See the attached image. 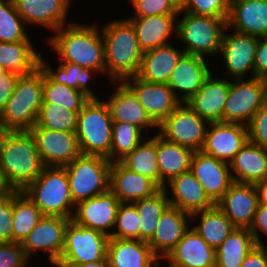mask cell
Wrapping results in <instances>:
<instances>
[{
	"label": "cell",
	"instance_id": "6da1fadb",
	"mask_svg": "<svg viewBox=\"0 0 267 267\" xmlns=\"http://www.w3.org/2000/svg\"><path fill=\"white\" fill-rule=\"evenodd\" d=\"M98 24L73 22L45 37L46 44L57 55L58 62H70L105 75V52Z\"/></svg>",
	"mask_w": 267,
	"mask_h": 267
},
{
	"label": "cell",
	"instance_id": "7a4b0ae2",
	"mask_svg": "<svg viewBox=\"0 0 267 267\" xmlns=\"http://www.w3.org/2000/svg\"><path fill=\"white\" fill-rule=\"evenodd\" d=\"M105 23L100 24V29L104 42L106 77L109 82H122L138 74L144 52L135 28L127 18Z\"/></svg>",
	"mask_w": 267,
	"mask_h": 267
},
{
	"label": "cell",
	"instance_id": "3957f363",
	"mask_svg": "<svg viewBox=\"0 0 267 267\" xmlns=\"http://www.w3.org/2000/svg\"><path fill=\"white\" fill-rule=\"evenodd\" d=\"M44 167L31 133L12 131L0 159V170L7 184L22 191L41 175Z\"/></svg>",
	"mask_w": 267,
	"mask_h": 267
},
{
	"label": "cell",
	"instance_id": "277c9868",
	"mask_svg": "<svg viewBox=\"0 0 267 267\" xmlns=\"http://www.w3.org/2000/svg\"><path fill=\"white\" fill-rule=\"evenodd\" d=\"M43 70L38 67L20 75L13 94L0 113V124L12 131H29L37 121L43 102Z\"/></svg>",
	"mask_w": 267,
	"mask_h": 267
},
{
	"label": "cell",
	"instance_id": "5b68a950",
	"mask_svg": "<svg viewBox=\"0 0 267 267\" xmlns=\"http://www.w3.org/2000/svg\"><path fill=\"white\" fill-rule=\"evenodd\" d=\"M22 192L42 211L44 216L72 219L75 204L64 167L45 166L41 175Z\"/></svg>",
	"mask_w": 267,
	"mask_h": 267
},
{
	"label": "cell",
	"instance_id": "8992f818",
	"mask_svg": "<svg viewBox=\"0 0 267 267\" xmlns=\"http://www.w3.org/2000/svg\"><path fill=\"white\" fill-rule=\"evenodd\" d=\"M227 19L179 11L174 36L181 40V44H185L181 47L185 54L206 59L209 55L218 57Z\"/></svg>",
	"mask_w": 267,
	"mask_h": 267
},
{
	"label": "cell",
	"instance_id": "52a82bcc",
	"mask_svg": "<svg viewBox=\"0 0 267 267\" xmlns=\"http://www.w3.org/2000/svg\"><path fill=\"white\" fill-rule=\"evenodd\" d=\"M112 127L105 101L89 99L77 116L76 136L82 155L108 158L111 153Z\"/></svg>",
	"mask_w": 267,
	"mask_h": 267
},
{
	"label": "cell",
	"instance_id": "ba28073f",
	"mask_svg": "<svg viewBox=\"0 0 267 267\" xmlns=\"http://www.w3.org/2000/svg\"><path fill=\"white\" fill-rule=\"evenodd\" d=\"M111 165L105 157L81 154L64 167L75 205L109 190Z\"/></svg>",
	"mask_w": 267,
	"mask_h": 267
},
{
	"label": "cell",
	"instance_id": "9c48e42d",
	"mask_svg": "<svg viewBox=\"0 0 267 267\" xmlns=\"http://www.w3.org/2000/svg\"><path fill=\"white\" fill-rule=\"evenodd\" d=\"M110 237L70 220L65 229L64 247L56 265H80L106 258Z\"/></svg>",
	"mask_w": 267,
	"mask_h": 267
},
{
	"label": "cell",
	"instance_id": "30bf717a",
	"mask_svg": "<svg viewBox=\"0 0 267 267\" xmlns=\"http://www.w3.org/2000/svg\"><path fill=\"white\" fill-rule=\"evenodd\" d=\"M267 102L262 78L230 79L223 110V122L248 126L255 113Z\"/></svg>",
	"mask_w": 267,
	"mask_h": 267
},
{
	"label": "cell",
	"instance_id": "8fae6325",
	"mask_svg": "<svg viewBox=\"0 0 267 267\" xmlns=\"http://www.w3.org/2000/svg\"><path fill=\"white\" fill-rule=\"evenodd\" d=\"M208 125L186 103H181L158 125L156 131L171 143L199 151L204 145Z\"/></svg>",
	"mask_w": 267,
	"mask_h": 267
},
{
	"label": "cell",
	"instance_id": "7c38bea8",
	"mask_svg": "<svg viewBox=\"0 0 267 267\" xmlns=\"http://www.w3.org/2000/svg\"><path fill=\"white\" fill-rule=\"evenodd\" d=\"M230 31L226 27L218 55L222 57L223 64L225 62L223 66L228 79L255 78L254 61L259 37Z\"/></svg>",
	"mask_w": 267,
	"mask_h": 267
},
{
	"label": "cell",
	"instance_id": "4fadbf2b",
	"mask_svg": "<svg viewBox=\"0 0 267 267\" xmlns=\"http://www.w3.org/2000/svg\"><path fill=\"white\" fill-rule=\"evenodd\" d=\"M71 219L60 216H43L21 243L27 258L47 252V260L55 266L64 247L65 229ZM49 254V255H48Z\"/></svg>",
	"mask_w": 267,
	"mask_h": 267
},
{
	"label": "cell",
	"instance_id": "5bb4252c",
	"mask_svg": "<svg viewBox=\"0 0 267 267\" xmlns=\"http://www.w3.org/2000/svg\"><path fill=\"white\" fill-rule=\"evenodd\" d=\"M29 132L44 166L65 167L81 155L75 132L53 131L36 125Z\"/></svg>",
	"mask_w": 267,
	"mask_h": 267
},
{
	"label": "cell",
	"instance_id": "9a60e30c",
	"mask_svg": "<svg viewBox=\"0 0 267 267\" xmlns=\"http://www.w3.org/2000/svg\"><path fill=\"white\" fill-rule=\"evenodd\" d=\"M137 97L146 113L158 126L181 102L165 83H155L131 76L122 81Z\"/></svg>",
	"mask_w": 267,
	"mask_h": 267
},
{
	"label": "cell",
	"instance_id": "2e32d148",
	"mask_svg": "<svg viewBox=\"0 0 267 267\" xmlns=\"http://www.w3.org/2000/svg\"><path fill=\"white\" fill-rule=\"evenodd\" d=\"M119 199L110 191L99 194L75 205L71 220L76 224L111 236L116 222Z\"/></svg>",
	"mask_w": 267,
	"mask_h": 267
},
{
	"label": "cell",
	"instance_id": "e0dca14e",
	"mask_svg": "<svg viewBox=\"0 0 267 267\" xmlns=\"http://www.w3.org/2000/svg\"><path fill=\"white\" fill-rule=\"evenodd\" d=\"M190 171L214 204L222 198L234 182L229 163L201 150L194 151Z\"/></svg>",
	"mask_w": 267,
	"mask_h": 267
},
{
	"label": "cell",
	"instance_id": "ac0fdd59",
	"mask_svg": "<svg viewBox=\"0 0 267 267\" xmlns=\"http://www.w3.org/2000/svg\"><path fill=\"white\" fill-rule=\"evenodd\" d=\"M248 142V126L226 122L209 123L201 151L230 163Z\"/></svg>",
	"mask_w": 267,
	"mask_h": 267
},
{
	"label": "cell",
	"instance_id": "d6986e66",
	"mask_svg": "<svg viewBox=\"0 0 267 267\" xmlns=\"http://www.w3.org/2000/svg\"><path fill=\"white\" fill-rule=\"evenodd\" d=\"M13 2L24 24L29 27L42 26L49 32H54L74 22H67L73 0H13Z\"/></svg>",
	"mask_w": 267,
	"mask_h": 267
},
{
	"label": "cell",
	"instance_id": "ffe728a7",
	"mask_svg": "<svg viewBox=\"0 0 267 267\" xmlns=\"http://www.w3.org/2000/svg\"><path fill=\"white\" fill-rule=\"evenodd\" d=\"M210 66L204 57L184 54L171 72L167 85L181 103H186L213 72Z\"/></svg>",
	"mask_w": 267,
	"mask_h": 267
},
{
	"label": "cell",
	"instance_id": "44dd1931",
	"mask_svg": "<svg viewBox=\"0 0 267 267\" xmlns=\"http://www.w3.org/2000/svg\"><path fill=\"white\" fill-rule=\"evenodd\" d=\"M115 90H110L112 94L104 101L107 104L112 122L130 123L141 129L147 137L150 128H158L143 106L138 101L135 94L123 82H111ZM117 85V86H116Z\"/></svg>",
	"mask_w": 267,
	"mask_h": 267
},
{
	"label": "cell",
	"instance_id": "7402d4cb",
	"mask_svg": "<svg viewBox=\"0 0 267 267\" xmlns=\"http://www.w3.org/2000/svg\"><path fill=\"white\" fill-rule=\"evenodd\" d=\"M211 73L197 93L186 104L208 123L223 122L230 79ZM217 75V76H216Z\"/></svg>",
	"mask_w": 267,
	"mask_h": 267
},
{
	"label": "cell",
	"instance_id": "603a6c76",
	"mask_svg": "<svg viewBox=\"0 0 267 267\" xmlns=\"http://www.w3.org/2000/svg\"><path fill=\"white\" fill-rule=\"evenodd\" d=\"M216 205L237 228H249L259 205L255 185L233 182Z\"/></svg>",
	"mask_w": 267,
	"mask_h": 267
},
{
	"label": "cell",
	"instance_id": "cb8c5ba5",
	"mask_svg": "<svg viewBox=\"0 0 267 267\" xmlns=\"http://www.w3.org/2000/svg\"><path fill=\"white\" fill-rule=\"evenodd\" d=\"M191 214L169 205L162 213L152 238L147 242L160 259L176 246L191 226Z\"/></svg>",
	"mask_w": 267,
	"mask_h": 267
},
{
	"label": "cell",
	"instance_id": "d4e9b609",
	"mask_svg": "<svg viewBox=\"0 0 267 267\" xmlns=\"http://www.w3.org/2000/svg\"><path fill=\"white\" fill-rule=\"evenodd\" d=\"M165 260L167 267H215V249L190 226Z\"/></svg>",
	"mask_w": 267,
	"mask_h": 267
},
{
	"label": "cell",
	"instance_id": "484cf974",
	"mask_svg": "<svg viewBox=\"0 0 267 267\" xmlns=\"http://www.w3.org/2000/svg\"><path fill=\"white\" fill-rule=\"evenodd\" d=\"M160 189L150 178L130 171L121 162H112L109 190L120 203H133L151 197Z\"/></svg>",
	"mask_w": 267,
	"mask_h": 267
},
{
	"label": "cell",
	"instance_id": "4316f807",
	"mask_svg": "<svg viewBox=\"0 0 267 267\" xmlns=\"http://www.w3.org/2000/svg\"><path fill=\"white\" fill-rule=\"evenodd\" d=\"M163 189L166 191L171 206L189 214L215 205L191 171L172 178Z\"/></svg>",
	"mask_w": 267,
	"mask_h": 267
},
{
	"label": "cell",
	"instance_id": "83f0119b",
	"mask_svg": "<svg viewBox=\"0 0 267 267\" xmlns=\"http://www.w3.org/2000/svg\"><path fill=\"white\" fill-rule=\"evenodd\" d=\"M227 27L251 36H267V0L231 1Z\"/></svg>",
	"mask_w": 267,
	"mask_h": 267
},
{
	"label": "cell",
	"instance_id": "f1b7e54d",
	"mask_svg": "<svg viewBox=\"0 0 267 267\" xmlns=\"http://www.w3.org/2000/svg\"><path fill=\"white\" fill-rule=\"evenodd\" d=\"M106 257L111 267H157L162 263L142 240L110 238Z\"/></svg>",
	"mask_w": 267,
	"mask_h": 267
},
{
	"label": "cell",
	"instance_id": "f546056e",
	"mask_svg": "<svg viewBox=\"0 0 267 267\" xmlns=\"http://www.w3.org/2000/svg\"><path fill=\"white\" fill-rule=\"evenodd\" d=\"M134 26L143 52L164 46L173 41L177 30V15H155L147 17H126Z\"/></svg>",
	"mask_w": 267,
	"mask_h": 267
},
{
	"label": "cell",
	"instance_id": "4dcf8cb0",
	"mask_svg": "<svg viewBox=\"0 0 267 267\" xmlns=\"http://www.w3.org/2000/svg\"><path fill=\"white\" fill-rule=\"evenodd\" d=\"M185 54L183 49L173 43L159 46L144 52L138 74L141 80L167 84L171 72Z\"/></svg>",
	"mask_w": 267,
	"mask_h": 267
},
{
	"label": "cell",
	"instance_id": "1f68e13d",
	"mask_svg": "<svg viewBox=\"0 0 267 267\" xmlns=\"http://www.w3.org/2000/svg\"><path fill=\"white\" fill-rule=\"evenodd\" d=\"M229 165L234 182L255 185L267 179V150L248 142Z\"/></svg>",
	"mask_w": 267,
	"mask_h": 267
},
{
	"label": "cell",
	"instance_id": "d6a6232c",
	"mask_svg": "<svg viewBox=\"0 0 267 267\" xmlns=\"http://www.w3.org/2000/svg\"><path fill=\"white\" fill-rule=\"evenodd\" d=\"M156 150L160 171V188L172 178L190 171L194 151L188 147L171 143L156 134Z\"/></svg>",
	"mask_w": 267,
	"mask_h": 267
},
{
	"label": "cell",
	"instance_id": "836d02e7",
	"mask_svg": "<svg viewBox=\"0 0 267 267\" xmlns=\"http://www.w3.org/2000/svg\"><path fill=\"white\" fill-rule=\"evenodd\" d=\"M44 54L40 55V68L55 82L66 84L69 87L83 92L90 99H99L90 87L89 83H96L98 73L89 68H82L70 62H59L57 69H54L45 60ZM97 74V75H96ZM96 80V81H95Z\"/></svg>",
	"mask_w": 267,
	"mask_h": 267
},
{
	"label": "cell",
	"instance_id": "e575fe53",
	"mask_svg": "<svg viewBox=\"0 0 267 267\" xmlns=\"http://www.w3.org/2000/svg\"><path fill=\"white\" fill-rule=\"evenodd\" d=\"M191 222L193 223L191 226L214 249H217L237 228L216 204L211 208L192 213Z\"/></svg>",
	"mask_w": 267,
	"mask_h": 267
},
{
	"label": "cell",
	"instance_id": "d590c367",
	"mask_svg": "<svg viewBox=\"0 0 267 267\" xmlns=\"http://www.w3.org/2000/svg\"><path fill=\"white\" fill-rule=\"evenodd\" d=\"M33 41L0 42V64L19 75H27L40 67L41 51Z\"/></svg>",
	"mask_w": 267,
	"mask_h": 267
},
{
	"label": "cell",
	"instance_id": "8d00e7d4",
	"mask_svg": "<svg viewBox=\"0 0 267 267\" xmlns=\"http://www.w3.org/2000/svg\"><path fill=\"white\" fill-rule=\"evenodd\" d=\"M256 245L249 228H235L215 249V267H240Z\"/></svg>",
	"mask_w": 267,
	"mask_h": 267
},
{
	"label": "cell",
	"instance_id": "74e56055",
	"mask_svg": "<svg viewBox=\"0 0 267 267\" xmlns=\"http://www.w3.org/2000/svg\"><path fill=\"white\" fill-rule=\"evenodd\" d=\"M155 134V135H154ZM153 136L145 137L132 152L120 162L132 172L144 175L153 180L160 187V171L156 150V132Z\"/></svg>",
	"mask_w": 267,
	"mask_h": 267
},
{
	"label": "cell",
	"instance_id": "f35d334b",
	"mask_svg": "<svg viewBox=\"0 0 267 267\" xmlns=\"http://www.w3.org/2000/svg\"><path fill=\"white\" fill-rule=\"evenodd\" d=\"M44 214L22 192L13 190V242L22 243Z\"/></svg>",
	"mask_w": 267,
	"mask_h": 267
},
{
	"label": "cell",
	"instance_id": "ab89813d",
	"mask_svg": "<svg viewBox=\"0 0 267 267\" xmlns=\"http://www.w3.org/2000/svg\"><path fill=\"white\" fill-rule=\"evenodd\" d=\"M140 217L139 240L148 242L156 229V225L170 205L166 191L161 188L153 196L133 202Z\"/></svg>",
	"mask_w": 267,
	"mask_h": 267
},
{
	"label": "cell",
	"instance_id": "60d3db41",
	"mask_svg": "<svg viewBox=\"0 0 267 267\" xmlns=\"http://www.w3.org/2000/svg\"><path fill=\"white\" fill-rule=\"evenodd\" d=\"M42 97L43 102L57 104L77 114L90 99L77 89L53 81L44 71Z\"/></svg>",
	"mask_w": 267,
	"mask_h": 267
},
{
	"label": "cell",
	"instance_id": "b9f144b4",
	"mask_svg": "<svg viewBox=\"0 0 267 267\" xmlns=\"http://www.w3.org/2000/svg\"><path fill=\"white\" fill-rule=\"evenodd\" d=\"M145 133L133 124L113 122L111 153L107 158L111 163L120 162L143 140Z\"/></svg>",
	"mask_w": 267,
	"mask_h": 267
},
{
	"label": "cell",
	"instance_id": "7bdbcfd3",
	"mask_svg": "<svg viewBox=\"0 0 267 267\" xmlns=\"http://www.w3.org/2000/svg\"><path fill=\"white\" fill-rule=\"evenodd\" d=\"M77 116L74 111L50 102H42L36 126L53 131L76 132Z\"/></svg>",
	"mask_w": 267,
	"mask_h": 267
},
{
	"label": "cell",
	"instance_id": "ee69618b",
	"mask_svg": "<svg viewBox=\"0 0 267 267\" xmlns=\"http://www.w3.org/2000/svg\"><path fill=\"white\" fill-rule=\"evenodd\" d=\"M26 27L13 0H0V42L32 41Z\"/></svg>",
	"mask_w": 267,
	"mask_h": 267
},
{
	"label": "cell",
	"instance_id": "f6af8a7d",
	"mask_svg": "<svg viewBox=\"0 0 267 267\" xmlns=\"http://www.w3.org/2000/svg\"><path fill=\"white\" fill-rule=\"evenodd\" d=\"M140 217L133 203H120L110 238L139 240Z\"/></svg>",
	"mask_w": 267,
	"mask_h": 267
},
{
	"label": "cell",
	"instance_id": "bcb514c9",
	"mask_svg": "<svg viewBox=\"0 0 267 267\" xmlns=\"http://www.w3.org/2000/svg\"><path fill=\"white\" fill-rule=\"evenodd\" d=\"M196 15L217 18H228L230 12L229 0H187L182 10Z\"/></svg>",
	"mask_w": 267,
	"mask_h": 267
},
{
	"label": "cell",
	"instance_id": "7dc6e473",
	"mask_svg": "<svg viewBox=\"0 0 267 267\" xmlns=\"http://www.w3.org/2000/svg\"><path fill=\"white\" fill-rule=\"evenodd\" d=\"M135 15L129 17H147L155 15H178L179 11L172 5L170 0H127Z\"/></svg>",
	"mask_w": 267,
	"mask_h": 267
},
{
	"label": "cell",
	"instance_id": "c3c4849f",
	"mask_svg": "<svg viewBox=\"0 0 267 267\" xmlns=\"http://www.w3.org/2000/svg\"><path fill=\"white\" fill-rule=\"evenodd\" d=\"M30 264L21 243H0V267H29Z\"/></svg>",
	"mask_w": 267,
	"mask_h": 267
},
{
	"label": "cell",
	"instance_id": "681fc988",
	"mask_svg": "<svg viewBox=\"0 0 267 267\" xmlns=\"http://www.w3.org/2000/svg\"><path fill=\"white\" fill-rule=\"evenodd\" d=\"M249 142L267 150V102L255 113L248 125Z\"/></svg>",
	"mask_w": 267,
	"mask_h": 267
},
{
	"label": "cell",
	"instance_id": "f907efd6",
	"mask_svg": "<svg viewBox=\"0 0 267 267\" xmlns=\"http://www.w3.org/2000/svg\"><path fill=\"white\" fill-rule=\"evenodd\" d=\"M13 190L0 198V243L13 242Z\"/></svg>",
	"mask_w": 267,
	"mask_h": 267
},
{
	"label": "cell",
	"instance_id": "816d5d0a",
	"mask_svg": "<svg viewBox=\"0 0 267 267\" xmlns=\"http://www.w3.org/2000/svg\"><path fill=\"white\" fill-rule=\"evenodd\" d=\"M249 231L257 245H266L267 241L263 242L264 239H262L263 237L261 235L267 238V206L258 205L254 221L249 227Z\"/></svg>",
	"mask_w": 267,
	"mask_h": 267
},
{
	"label": "cell",
	"instance_id": "f5cc1de1",
	"mask_svg": "<svg viewBox=\"0 0 267 267\" xmlns=\"http://www.w3.org/2000/svg\"><path fill=\"white\" fill-rule=\"evenodd\" d=\"M19 74L6 71L0 75V113L4 110L6 102L12 96Z\"/></svg>",
	"mask_w": 267,
	"mask_h": 267
},
{
	"label": "cell",
	"instance_id": "db71d44e",
	"mask_svg": "<svg viewBox=\"0 0 267 267\" xmlns=\"http://www.w3.org/2000/svg\"><path fill=\"white\" fill-rule=\"evenodd\" d=\"M255 77L262 78L267 74V36L259 37L255 61H254Z\"/></svg>",
	"mask_w": 267,
	"mask_h": 267
},
{
	"label": "cell",
	"instance_id": "11a10c76",
	"mask_svg": "<svg viewBox=\"0 0 267 267\" xmlns=\"http://www.w3.org/2000/svg\"><path fill=\"white\" fill-rule=\"evenodd\" d=\"M240 267H267V245H256Z\"/></svg>",
	"mask_w": 267,
	"mask_h": 267
},
{
	"label": "cell",
	"instance_id": "9f6ffc18",
	"mask_svg": "<svg viewBox=\"0 0 267 267\" xmlns=\"http://www.w3.org/2000/svg\"><path fill=\"white\" fill-rule=\"evenodd\" d=\"M257 191L258 203L267 206V179L255 184Z\"/></svg>",
	"mask_w": 267,
	"mask_h": 267
},
{
	"label": "cell",
	"instance_id": "6f0895ef",
	"mask_svg": "<svg viewBox=\"0 0 267 267\" xmlns=\"http://www.w3.org/2000/svg\"><path fill=\"white\" fill-rule=\"evenodd\" d=\"M55 266L57 267H111L107 257L97 262H89V263L80 264V265H55Z\"/></svg>",
	"mask_w": 267,
	"mask_h": 267
},
{
	"label": "cell",
	"instance_id": "680465c9",
	"mask_svg": "<svg viewBox=\"0 0 267 267\" xmlns=\"http://www.w3.org/2000/svg\"><path fill=\"white\" fill-rule=\"evenodd\" d=\"M11 132L12 130L7 129L0 124V159L2 157V153L4 152L5 141Z\"/></svg>",
	"mask_w": 267,
	"mask_h": 267
},
{
	"label": "cell",
	"instance_id": "91938a15",
	"mask_svg": "<svg viewBox=\"0 0 267 267\" xmlns=\"http://www.w3.org/2000/svg\"><path fill=\"white\" fill-rule=\"evenodd\" d=\"M13 189L5 181L2 171L0 170V198L8 195Z\"/></svg>",
	"mask_w": 267,
	"mask_h": 267
},
{
	"label": "cell",
	"instance_id": "94428289",
	"mask_svg": "<svg viewBox=\"0 0 267 267\" xmlns=\"http://www.w3.org/2000/svg\"><path fill=\"white\" fill-rule=\"evenodd\" d=\"M172 5L178 10L182 11L186 7L187 0H170Z\"/></svg>",
	"mask_w": 267,
	"mask_h": 267
},
{
	"label": "cell",
	"instance_id": "6125c7cd",
	"mask_svg": "<svg viewBox=\"0 0 267 267\" xmlns=\"http://www.w3.org/2000/svg\"><path fill=\"white\" fill-rule=\"evenodd\" d=\"M262 80L264 82V88H265L266 95H267V74L262 77Z\"/></svg>",
	"mask_w": 267,
	"mask_h": 267
},
{
	"label": "cell",
	"instance_id": "be15d7a7",
	"mask_svg": "<svg viewBox=\"0 0 267 267\" xmlns=\"http://www.w3.org/2000/svg\"><path fill=\"white\" fill-rule=\"evenodd\" d=\"M7 70L0 64V75L5 73Z\"/></svg>",
	"mask_w": 267,
	"mask_h": 267
}]
</instances>
